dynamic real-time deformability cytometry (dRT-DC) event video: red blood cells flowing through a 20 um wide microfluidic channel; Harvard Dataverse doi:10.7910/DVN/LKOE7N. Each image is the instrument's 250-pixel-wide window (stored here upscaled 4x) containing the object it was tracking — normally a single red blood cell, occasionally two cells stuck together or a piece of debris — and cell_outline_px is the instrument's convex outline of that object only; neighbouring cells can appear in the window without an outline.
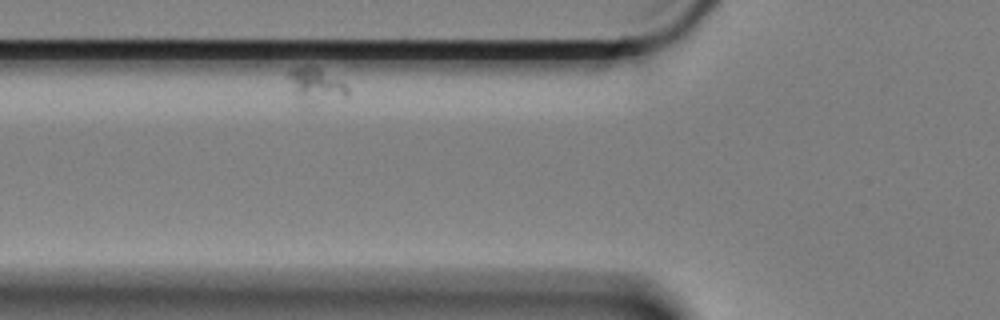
{"species": "Egyptian fruit bat (a non-hibernating species)", "species_latin": "Rousettus aegyptiacus", "temperature_condition": "cold", "stored_images_in_passage": 41, "camera_frame_rate_fps": 3000, "um_per_image_px": 0.085, "animal": {"sex": "female"}, "frame": {"image": 1, "passage_image": 7, "time_ms": 2.0, "image_size_px": [1000, 320], "cell_outline_px": [[348, 96], [304, 108], [296, 100], [288, 76], [288, 72], [292, 68], [316, 68], [340, 80], [348, 88]], "centroid_in_image_um": [26.81, 7.37], "position_along_channel_um": 99.0, "area_um2": 12.02}}
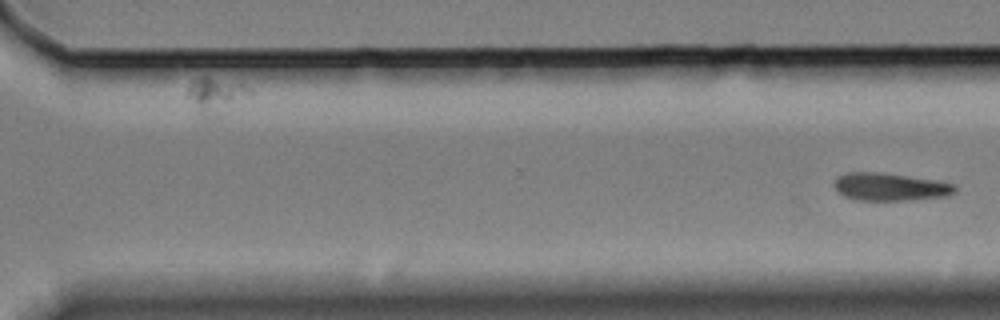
{"frame": {"image": 2, "passage_image": 41, "time_ms": 13.333, "image_size_px": [1000, 320], "cell_outline_px": [[956, 192], [948, 196], [912, 200], [856, 200], [844, 196], [836, 192], [832, 184], [836, 176], [848, 172], [876, 172], [936, 180], [956, 184]], "centroid_in_image_um": [75.62, 15.89], "position_along_channel_um": 295.0, "area_um2": 19.77}}